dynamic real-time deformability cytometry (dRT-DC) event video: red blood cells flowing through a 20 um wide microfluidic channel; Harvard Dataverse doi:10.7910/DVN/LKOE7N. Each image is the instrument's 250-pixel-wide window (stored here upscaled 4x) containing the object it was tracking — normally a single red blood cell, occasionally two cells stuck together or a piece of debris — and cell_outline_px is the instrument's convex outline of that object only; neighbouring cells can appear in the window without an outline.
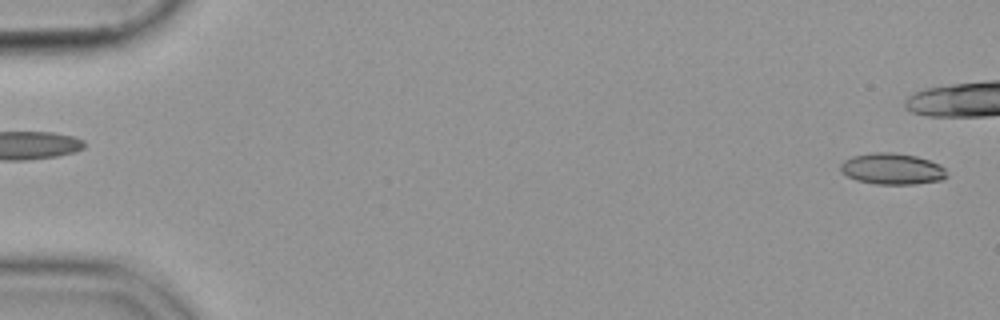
{"species": "common noctule bat (a hibernating species)", "species_latin": "Nyctalus noctula", "temperature_condition": "cold", "stored_images_in_passage": 44, "camera_frame_rate_fps": 3000, "um_per_image_px": 0.085, "animal": {"sex": "female", "body_mass_g": 19.9}, "frame": {"image": 1, "passage_image": 2, "time_ms": 0.333, "image_size_px": [1000, 320], "cell_outline_px": [[948, 176], [940, 180], [916, 184], [876, 184], [856, 180], [840, 172], [840, 164], [844, 160], [852, 156], [872, 152], [896, 152], [916, 156], [940, 164], [944, 168]], "centroid_in_image_um": [75.81, 14.34], "position_along_channel_um": 9.2, "area_um2": 19.48}}
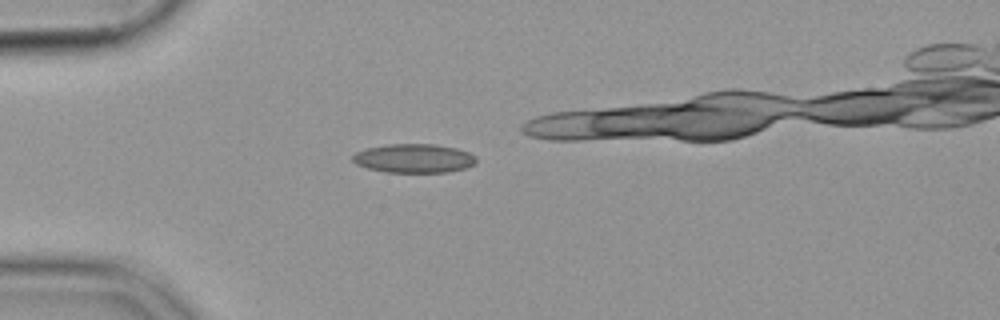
{"frame": {"image": 2, "passage_image": 16, "time_ms": 5.0, "image_size_px": [1000, 320], "cell_outline_px": [[476, 164], [464, 168], [448, 172], [384, 172], [368, 168], [356, 164], [352, 160], [352, 156], [356, 152], [364, 148], [388, 144], [436, 144], [456, 148], [468, 152], [476, 156]], "centroid_in_image_um": [35.17, 13.45], "position_along_channel_um": 49.8, "area_um2": 20.92}}
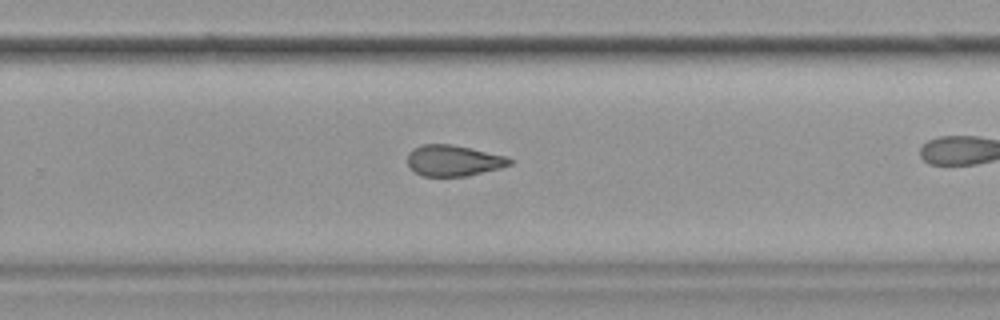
{"frame": {"image": 3, "passage_image": 37, "time_ms": 12.0, "image_size_px": [1000, 320], "cell_outline_px": [[512, 164], [500, 168], [464, 176], [424, 176], [416, 172], [408, 164], [408, 152], [412, 148], [424, 144], [452, 144], [508, 156], [512, 160]], "centroid_in_image_um": [38.56, 13.63], "position_along_channel_um": 291.2, "area_um2": 18.38}}